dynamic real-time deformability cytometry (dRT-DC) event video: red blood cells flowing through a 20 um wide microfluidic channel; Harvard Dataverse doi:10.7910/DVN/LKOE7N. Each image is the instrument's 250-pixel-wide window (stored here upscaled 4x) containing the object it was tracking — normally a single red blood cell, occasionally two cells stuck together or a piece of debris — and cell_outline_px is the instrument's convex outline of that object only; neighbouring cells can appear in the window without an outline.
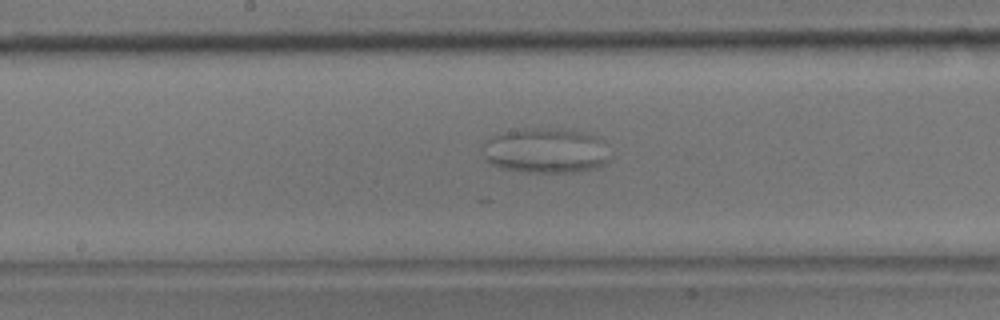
{"species": "common noctule bat (a hibernating species)", "species_latin": "Nyctalus noctula", "temperature_condition": "room temperature", "stored_images_in_passage": 50, "camera_frame_rate_fps": 3000, "um_per_image_px": 0.085, "animal": {"sex": "male", "body_mass_g": 17.9}, "frame": {"image": 1, "passage_image": 21, "time_ms": 6.667, "image_size_px": [1000, 320], "cell_outline_px": [[612, 156], [600, 168], [576, 172], [524, 172], [504, 168], [492, 164], [484, 156], [480, 148], [484, 140], [492, 136], [504, 132], [536, 128], [548, 128], [588, 132], [604, 140]], "centroid_in_image_um": [46.44, 12.81], "position_along_channel_um": 201.8, "area_um2": 33.99}}
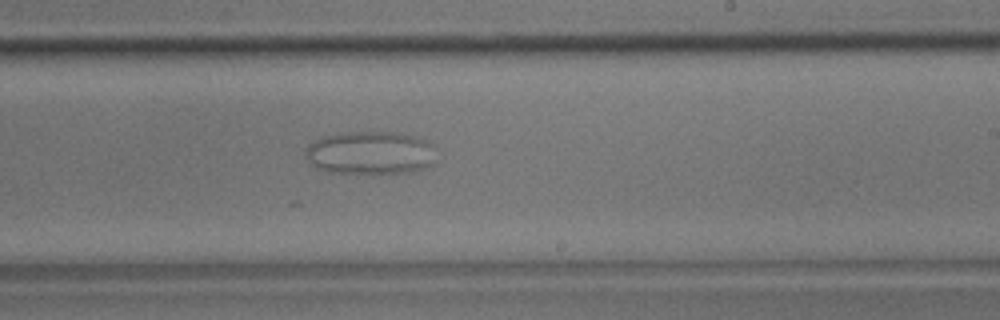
{"frame": {"image": 2, "passage_image": 26, "time_ms": 8.333, "image_size_px": [1000, 320], "cell_outline_px": [[432, 164], [424, 168], [412, 172], [328, 172], [316, 168], [308, 164], [304, 156], [304, 148], [312, 140], [324, 136], [344, 132], [400, 132], [416, 136], [428, 140], [432, 144]], "centroid_in_image_um": [31.39, 12.97], "position_along_channel_um": 257.6, "area_um2": 33.06}}